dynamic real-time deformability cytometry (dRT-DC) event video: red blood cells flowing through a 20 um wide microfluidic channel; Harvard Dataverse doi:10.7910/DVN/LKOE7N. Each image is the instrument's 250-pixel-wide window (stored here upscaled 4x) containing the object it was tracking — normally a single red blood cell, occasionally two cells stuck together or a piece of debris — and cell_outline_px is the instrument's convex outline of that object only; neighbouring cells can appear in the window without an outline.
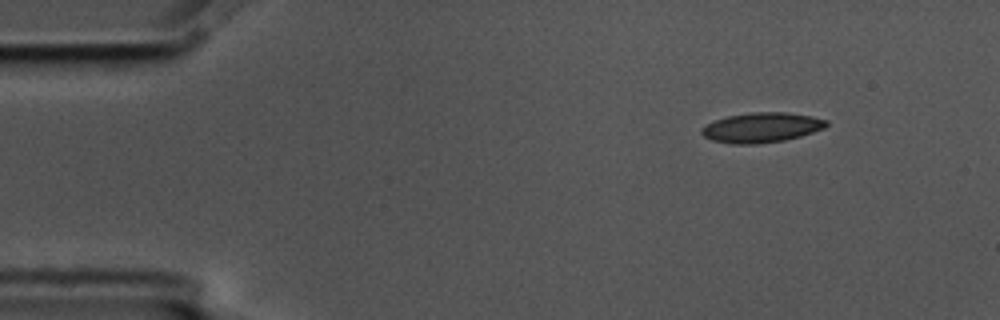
{"species": "common noctule bat (a hibernating species)", "species_latin": "Nyctalus noctula", "temperature_condition": "cold", "stored_images_in_passage": 5, "segment_of_instrument_passage": [2, 2], "camera_frame_rate_fps": 3000, "um_per_image_px": 0.085, "animal": {"sex": "male", "body_mass_g": 17.5, "forearm_length_mm": 52.3}, "frame": {"image": 1, "passage_image": 5, "time_ms": 1.333, "image_size_px": [1000, 320], "cell_outline_px": [[828, 124], [824, 128], [800, 136], [784, 140], [756, 144], [732, 144], [712, 140], [704, 136], [700, 132], [700, 128], [704, 124], [728, 116], [752, 112], [788, 112], [812, 116], [828, 120]], "centroid_in_image_um": [64.71, 10.83], "position_along_channel_um": 20.3, "area_um2": 21.79}}